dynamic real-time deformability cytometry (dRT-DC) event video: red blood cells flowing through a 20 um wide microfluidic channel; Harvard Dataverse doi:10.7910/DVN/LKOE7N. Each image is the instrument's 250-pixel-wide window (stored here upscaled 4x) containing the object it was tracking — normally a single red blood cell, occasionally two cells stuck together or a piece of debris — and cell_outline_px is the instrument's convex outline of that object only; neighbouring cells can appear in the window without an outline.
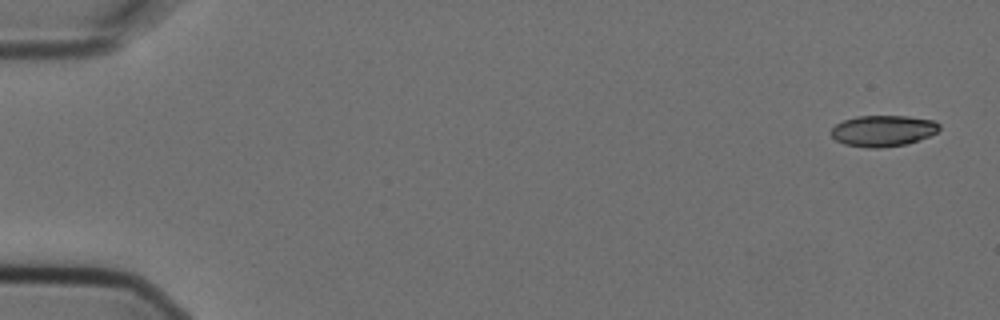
{"species": "Egyptian fruit bat (a non-hibernating species)", "species_latin": "Rousettus aegyptiacus", "temperature_condition": "cold", "stored_images_in_passage": 5, "camera_frame_rate_fps": 3000, "um_per_image_px": 0.085, "animal": {"sex": "female"}, "frame": {"image": 1, "passage_image": 1, "time_ms": 0.0, "image_size_px": [1000, 320], "cell_outline_px": [[940, 128], [936, 132], [928, 136], [904, 144], [880, 148], [868, 148], [844, 144], [836, 140], [832, 136], [832, 128], [836, 124], [844, 120], [856, 116], [908, 116], [932, 120], [940, 124]], "centroid_in_image_um": [75.04, 11.11], "position_along_channel_um": 10.0, "area_um2": 19.42}}
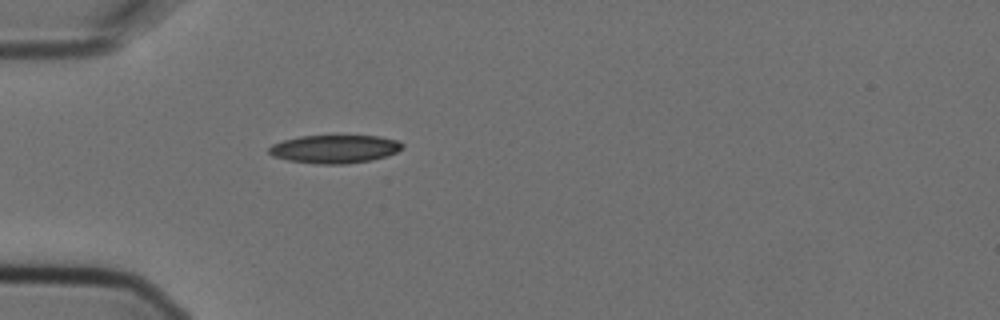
{"frame": {"image": 2, "passage_image": 5, "time_ms": 1.333, "image_size_px": [1000, 320], "cell_outline_px": [[404, 148], [396, 152], [372, 160], [348, 164], [320, 164], [288, 160], [272, 156], [268, 152], [268, 148], [272, 144], [284, 140], [300, 136], [380, 136], [400, 140], [404, 144]], "centroid_in_image_um": [28.47, 12.66], "position_along_channel_um": 56.5, "area_um2": 22.02}}